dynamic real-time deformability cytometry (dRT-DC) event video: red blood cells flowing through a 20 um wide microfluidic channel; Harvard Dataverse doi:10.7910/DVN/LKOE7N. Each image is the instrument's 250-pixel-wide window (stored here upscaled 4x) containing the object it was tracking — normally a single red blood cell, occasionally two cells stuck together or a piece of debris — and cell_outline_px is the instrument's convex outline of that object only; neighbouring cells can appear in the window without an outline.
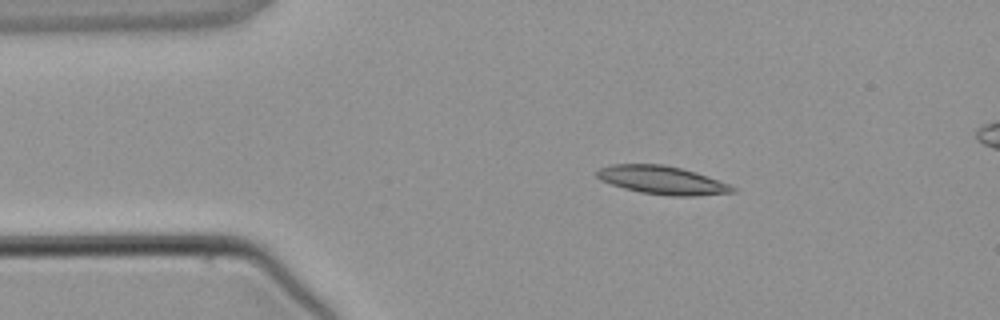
{"species": "common noctule bat (a hibernating species)", "species_latin": "Nyctalus noctula", "temperature_condition": "warm", "stored_images_in_passage": 2, "camera_frame_rate_fps": 3000, "um_per_image_px": 0.085, "animal": {"sex": "male", "body_mass_g": 21.5, "forearm_length_mm": 52.0}, "frame": {"image": 1, "passage_image": 1, "time_ms": 0.0, "image_size_px": [1000, 320], "cell_outline_px": [[736, 192], [696, 196], [668, 196], [640, 192], [624, 188], [600, 180], [596, 176], [596, 172], [600, 168], [612, 164], [664, 164], [696, 172], [728, 184], [736, 188]], "centroid_in_image_um": [56.28, 15.31], "position_along_channel_um": 28.7, "area_um2": 22.31}}